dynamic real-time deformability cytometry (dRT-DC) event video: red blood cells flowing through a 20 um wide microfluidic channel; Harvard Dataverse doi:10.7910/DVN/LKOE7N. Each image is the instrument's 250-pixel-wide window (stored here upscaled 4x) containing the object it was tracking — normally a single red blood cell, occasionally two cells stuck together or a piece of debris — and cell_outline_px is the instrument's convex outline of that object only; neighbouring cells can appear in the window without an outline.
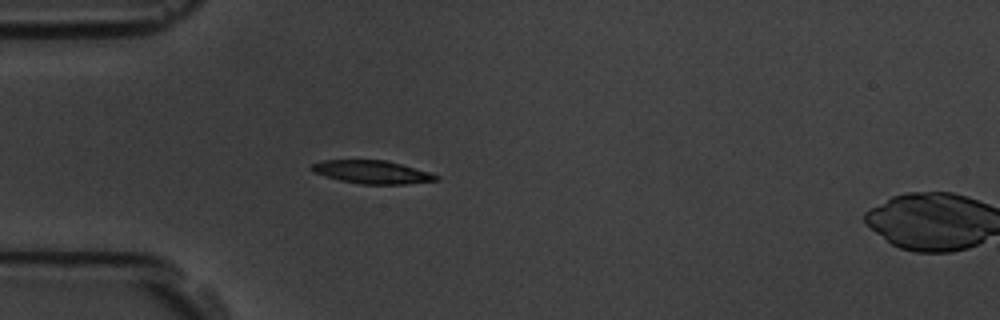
{"species": "common noctule bat (a hibernating species)", "species_latin": "Nyctalus noctula", "temperature_condition": "room temperature", "stored_images_in_passage": 5, "camera_frame_rate_fps": 3000, "um_per_image_px": 0.085, "animal": {"sex": "male", "body_mass_g": 19.5, "forearm_length_mm": 54.6}, "frame": {"image": 1, "passage_image": 4, "time_ms": 3.333, "image_size_px": [1000, 320], "cell_outline_px": [[440, 180], [408, 184], [360, 184], [340, 180], [312, 172], [308, 168], [312, 164], [320, 160], [388, 160], [428, 172], [440, 176]], "centroid_in_image_um": [31.61, 14.62], "position_along_channel_um": 53.4, "area_um2": 16.88}}